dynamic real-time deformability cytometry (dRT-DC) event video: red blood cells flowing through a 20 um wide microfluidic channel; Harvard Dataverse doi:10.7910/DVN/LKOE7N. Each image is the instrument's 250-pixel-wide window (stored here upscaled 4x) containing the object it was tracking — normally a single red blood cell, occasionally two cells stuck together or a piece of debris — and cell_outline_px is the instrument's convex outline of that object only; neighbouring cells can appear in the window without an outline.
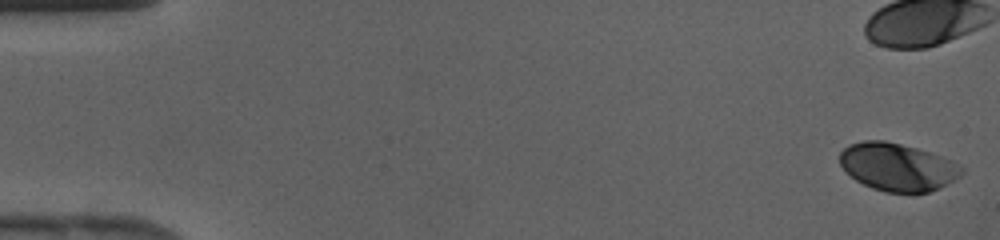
{"species": "human", "species_latin": "Homo sapiens", "temperature_condition": "cold", "stored_images_in_passage": 41, "camera_frame_rate_fps": 3000, "um_per_image_px": 0.085, "donor": {"sex": "female"}, "frame": {"image": 1, "passage_image": 1, "time_ms": 0.0, "image_size_px": [1000, 240], "cell_outline_px": [[964, 172], [960, 176], [928, 192], [884, 192], [872, 188], [856, 180], [840, 164], [840, 152], [848, 144], [864, 140], [884, 140], [916, 148], [952, 160], [964, 168]], "centroid_in_image_um": [76.27, 14.18], "position_along_channel_um": 8.7, "area_um2": 33.47}}